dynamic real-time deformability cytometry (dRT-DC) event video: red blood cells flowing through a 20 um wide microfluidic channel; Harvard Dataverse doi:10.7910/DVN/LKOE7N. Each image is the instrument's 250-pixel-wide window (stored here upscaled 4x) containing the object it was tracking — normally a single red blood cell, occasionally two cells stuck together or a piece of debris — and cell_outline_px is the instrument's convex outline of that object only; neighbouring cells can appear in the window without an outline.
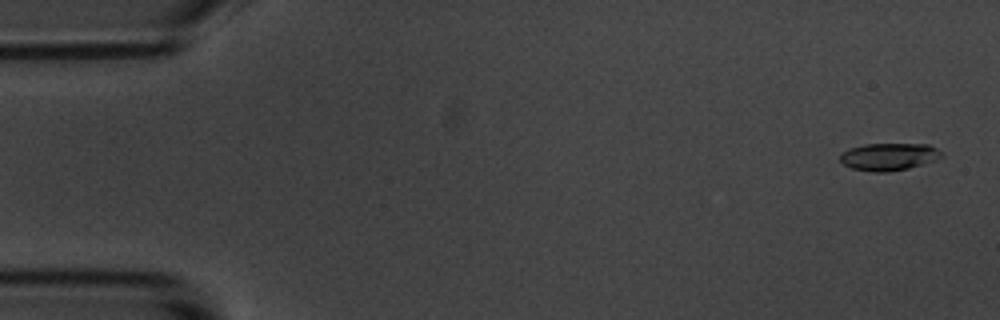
{"species": "common noctule bat (a hibernating species)", "species_latin": "Nyctalus noctula", "temperature_condition": "room temperature", "stored_images_in_passage": 57, "camera_frame_rate_fps": 3000, "um_per_image_px": 0.085, "animal": {"sex": "male", "body_mass_g": 20.1, "forearm_length_mm": 53.5}, "frame": {"image": 1, "passage_image": 2, "time_ms": 0.333, "image_size_px": [1000, 320], "cell_outline_px": [[944, 156], [936, 160], [908, 168], [888, 172], [872, 172], [852, 168], [844, 164], [840, 160], [840, 156], [848, 148], [864, 144], [928, 144], [936, 148]], "centroid_in_image_um": [75.55, 13.32], "position_along_channel_um": 9.4, "area_um2": 16.13}}
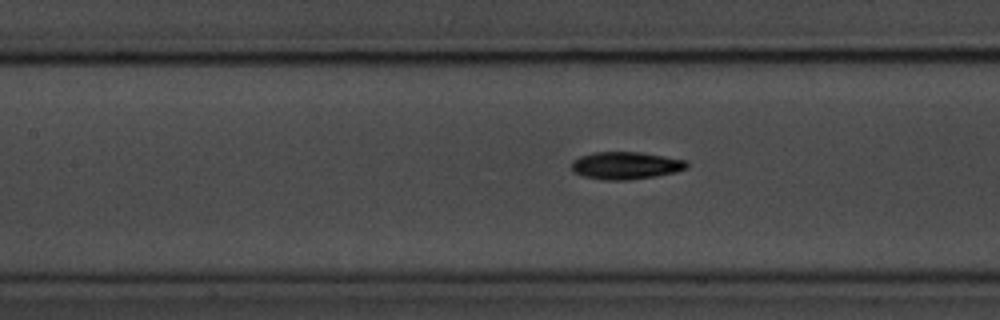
{"frame": {"image": 2, "passage_image": 25, "time_ms": 8.0, "image_size_px": [1000, 320], "cell_outline_px": [[688, 168], [676, 172], [656, 176], [628, 180], [604, 180], [584, 176], [572, 172], [572, 160], [580, 156], [592, 152], [640, 152], [688, 160]], "centroid_in_image_um": [53.2, 14.06], "position_along_channel_um": 154.2, "area_um2": 18.61}}
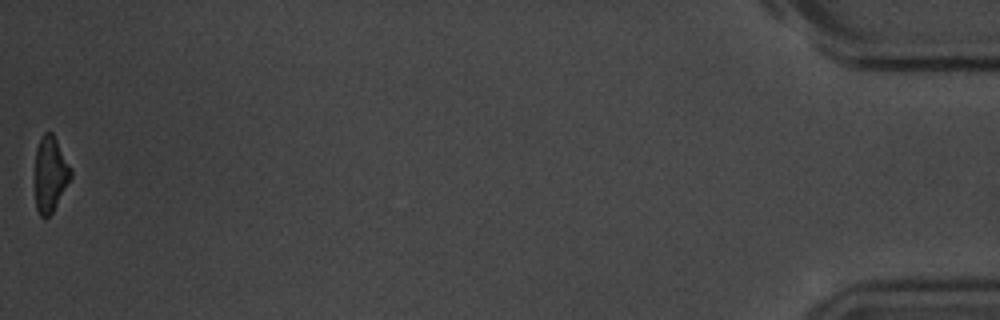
{"frame": {"image": 3, "passage_image": 57, "time_ms": 18.667, "image_size_px": [1000, 320], "cell_outline_px": [[72, 176], [52, 212], [44, 220], [40, 216], [36, 208], [36, 148], [40, 136], [44, 132], [52, 132], [72, 168]], "centroid_in_image_um": [4.28, 14.78], "position_along_channel_um": 430.9, "area_um2": 15.66}, "authors_computed_cell_mechanics": {"area_um2": 17.1088, "velocity_mm_per_s": 3.5232, "shape_relaxation_time_tau1_ms": 2.4604, "shape_relaxation_time_tau2_ms": 9.5244, "deformation_change_tau1": 0.1606, "deformation_change_tau2": 0.1777}}